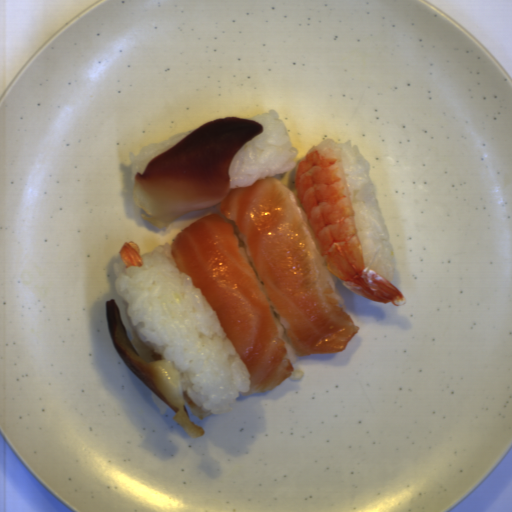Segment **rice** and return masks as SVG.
Listing matches in <instances>:
<instances>
[{"instance_id":"obj_1","label":"rice","mask_w":512,"mask_h":512,"mask_svg":"<svg viewBox=\"0 0 512 512\" xmlns=\"http://www.w3.org/2000/svg\"><path fill=\"white\" fill-rule=\"evenodd\" d=\"M143 265L113 263L115 294L143 344L180 374L179 391L210 414L230 412L250 389V373L218 314L179 271L168 242L140 255Z\"/></svg>"},{"instance_id":"obj_2","label":"rice","mask_w":512,"mask_h":512,"mask_svg":"<svg viewBox=\"0 0 512 512\" xmlns=\"http://www.w3.org/2000/svg\"><path fill=\"white\" fill-rule=\"evenodd\" d=\"M336 143L340 148L364 265L390 283L394 274V249L370 175V164L357 146L352 145V140Z\"/></svg>"},{"instance_id":"obj_3","label":"rice","mask_w":512,"mask_h":512,"mask_svg":"<svg viewBox=\"0 0 512 512\" xmlns=\"http://www.w3.org/2000/svg\"><path fill=\"white\" fill-rule=\"evenodd\" d=\"M279 117L272 108L246 119L262 125L263 132L250 139L233 157L228 167L229 187H249L259 180L294 170L298 150Z\"/></svg>"},{"instance_id":"obj_4","label":"rice","mask_w":512,"mask_h":512,"mask_svg":"<svg viewBox=\"0 0 512 512\" xmlns=\"http://www.w3.org/2000/svg\"><path fill=\"white\" fill-rule=\"evenodd\" d=\"M285 187V186H284ZM289 194H290V197L298 211V215H299V219H300V223H301V227H302V230L305 234V236L307 237L308 241L310 242L312 248L314 249L319 261H320V264L322 266V269L325 273V276L327 278V281L339 303V305L342 307V309L345 311V308H346V303H345V300L342 296V294L338 291L337 287H336V284L338 282V277H336L334 274H332L330 271H329V268H328V264L325 260V258L322 256L320 250H319V247H318V243H317V240H316V236H315V233L310 225V222L308 220V217L297 197V192H296V188L294 190H291L289 187H285Z\"/></svg>"},{"instance_id":"obj_5","label":"rice","mask_w":512,"mask_h":512,"mask_svg":"<svg viewBox=\"0 0 512 512\" xmlns=\"http://www.w3.org/2000/svg\"><path fill=\"white\" fill-rule=\"evenodd\" d=\"M193 131L182 132L164 140L161 143H154L144 146L140 149L139 155H135L132 151L129 152L128 156L130 160L131 176L133 182L135 183L137 172L144 173L149 162L169 150Z\"/></svg>"},{"instance_id":"obj_6","label":"rice","mask_w":512,"mask_h":512,"mask_svg":"<svg viewBox=\"0 0 512 512\" xmlns=\"http://www.w3.org/2000/svg\"><path fill=\"white\" fill-rule=\"evenodd\" d=\"M269 302L270 310L277 328V332L279 337L284 341L285 348H286V360H289L291 364H293L299 354L296 353L285 333V331L288 329V324L282 319V317L279 315V313L276 311V309L273 307V305Z\"/></svg>"},{"instance_id":"obj_7","label":"rice","mask_w":512,"mask_h":512,"mask_svg":"<svg viewBox=\"0 0 512 512\" xmlns=\"http://www.w3.org/2000/svg\"><path fill=\"white\" fill-rule=\"evenodd\" d=\"M236 237L239 241L238 248L240 250V253H241L244 261L248 264V266L252 270H255L256 265L251 257L245 236L239 231V233Z\"/></svg>"}]
</instances>
